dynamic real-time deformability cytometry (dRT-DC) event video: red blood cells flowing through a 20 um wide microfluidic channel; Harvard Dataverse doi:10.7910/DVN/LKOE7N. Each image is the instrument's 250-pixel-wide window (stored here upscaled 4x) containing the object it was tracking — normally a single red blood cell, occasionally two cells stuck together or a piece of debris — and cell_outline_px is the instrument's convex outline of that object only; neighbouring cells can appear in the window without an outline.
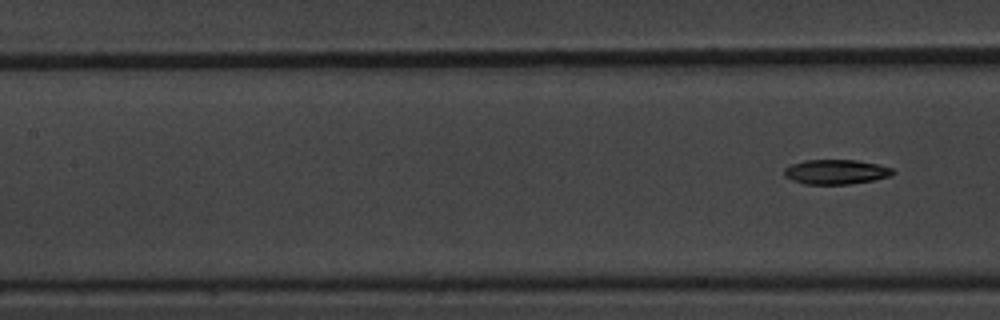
{"species": "common noctule bat (a hibernating species)", "species_latin": "Nyctalus noctula", "temperature_condition": "warm", "stored_images_in_passage": 5, "camera_frame_rate_fps": 3000, "um_per_image_px": 0.085, "animal": {"sex": "male", "body_mass_g": 20.1, "forearm_length_mm": 53.5}, "frame": {"image": 1, "passage_image": 5, "time_ms": 1.333, "image_size_px": [1000, 320], "cell_outline_px": [[896, 172], [892, 176], [872, 180], [848, 184], [804, 184], [792, 180], [784, 176], [784, 168], [792, 164], [804, 160], [856, 160], [876, 164], [892, 168]], "centroid_in_image_um": [71.05, 14.61], "position_along_channel_um": 136.4, "area_um2": 15.61}}